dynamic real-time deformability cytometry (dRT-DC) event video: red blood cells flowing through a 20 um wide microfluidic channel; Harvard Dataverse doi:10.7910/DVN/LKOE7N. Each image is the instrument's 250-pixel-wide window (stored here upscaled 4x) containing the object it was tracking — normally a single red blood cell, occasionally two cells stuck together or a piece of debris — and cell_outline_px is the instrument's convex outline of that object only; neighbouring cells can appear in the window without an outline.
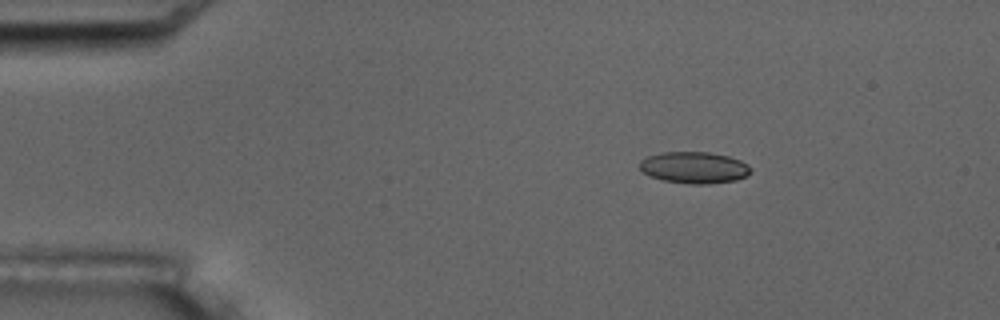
{"species": "common noctule bat (a hibernating species)", "species_latin": "Nyctalus noctula", "temperature_condition": "room temperature", "stored_images_in_passage": 4, "camera_frame_rate_fps": 3000, "um_per_image_px": 0.085, "animal": {"sex": "male", "body_mass_g": 17.5, "forearm_length_mm": 52.3}, "frame": {"image": 1, "passage_image": 1, "time_ms": 0.0, "image_size_px": [1000, 320], "cell_outline_px": [[752, 172], [736, 180], [708, 184], [692, 184], [664, 180], [652, 176], [644, 172], [640, 168], [640, 160], [648, 156], [660, 152], [708, 152], [728, 156], [740, 160], [748, 164], [752, 168]], "centroid_in_image_um": [59.03, 14.23], "position_along_channel_um": 26.0, "area_um2": 20.35}}